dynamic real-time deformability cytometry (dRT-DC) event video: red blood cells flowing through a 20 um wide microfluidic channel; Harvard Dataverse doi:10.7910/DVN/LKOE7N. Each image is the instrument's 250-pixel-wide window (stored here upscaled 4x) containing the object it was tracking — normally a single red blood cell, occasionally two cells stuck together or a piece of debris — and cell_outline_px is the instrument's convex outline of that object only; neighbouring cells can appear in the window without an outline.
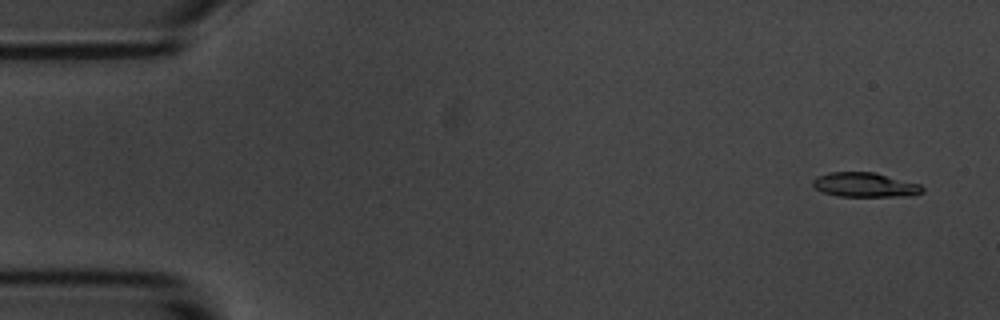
{"species": "common noctule bat (a hibernating species)", "species_latin": "Nyctalus noctula", "temperature_condition": "room temperature", "stored_images_in_passage": 56, "camera_frame_rate_fps": 3000, "um_per_image_px": 0.085, "animal": {"sex": "male", "body_mass_g": 20.1, "forearm_length_mm": 53.5}, "frame": {"image": 1, "passage_image": 3, "time_ms": 0.667, "image_size_px": [1000, 320], "cell_outline_px": [[924, 192], [908, 196], [836, 196], [824, 192], [816, 188], [812, 184], [812, 180], [828, 172], [872, 172], [920, 184], [924, 188]], "centroid_in_image_um": [73.53, 15.71], "position_along_channel_um": 11.5, "area_um2": 15.43}}
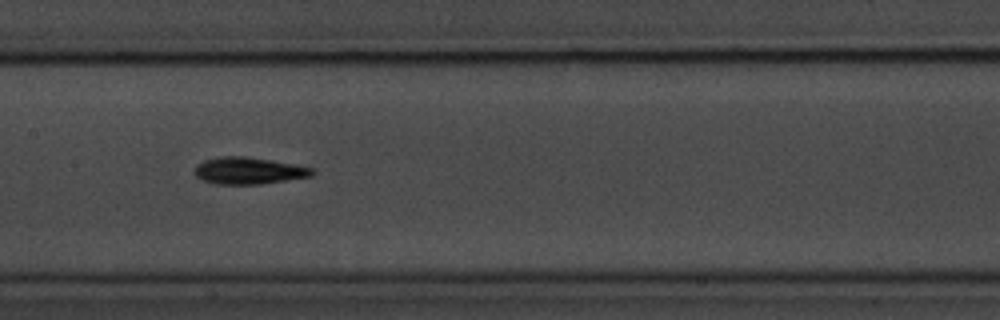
{"frame": {"image": 2, "passage_image": 27, "time_ms": 8.667, "image_size_px": [1000, 320], "cell_outline_px": [[316, 172], [312, 176], [260, 184], [216, 184], [204, 180], [196, 176], [192, 172], [196, 164], [204, 160], [220, 156], [244, 156], [292, 164], [312, 168]], "centroid_in_image_um": [21.08, 14.51], "position_along_channel_um": 186.3, "area_um2": 18.32}}
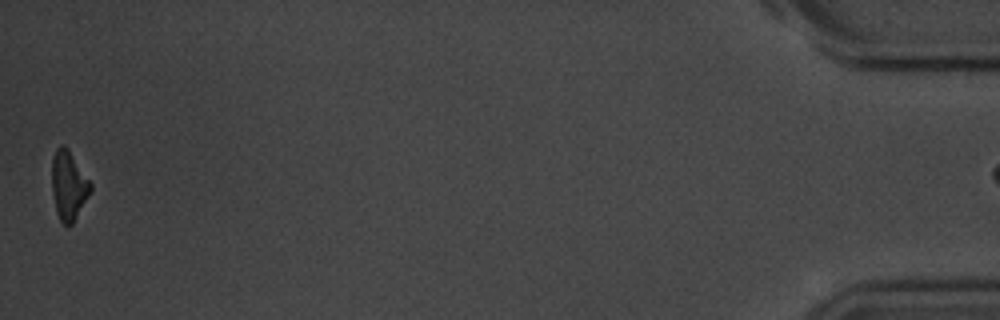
{"frame": {"image": 3, "passage_image": 55, "time_ms": 18.0, "image_size_px": [1000, 320], "cell_outline_px": [[92, 192], [72, 224], [68, 228], [60, 220], [56, 212], [52, 192], [52, 156], [56, 148], [60, 144], [64, 144], [68, 148], [92, 184]], "centroid_in_image_um": [5.83, 15.76], "position_along_channel_um": 429.4, "area_um2": 15.84}}